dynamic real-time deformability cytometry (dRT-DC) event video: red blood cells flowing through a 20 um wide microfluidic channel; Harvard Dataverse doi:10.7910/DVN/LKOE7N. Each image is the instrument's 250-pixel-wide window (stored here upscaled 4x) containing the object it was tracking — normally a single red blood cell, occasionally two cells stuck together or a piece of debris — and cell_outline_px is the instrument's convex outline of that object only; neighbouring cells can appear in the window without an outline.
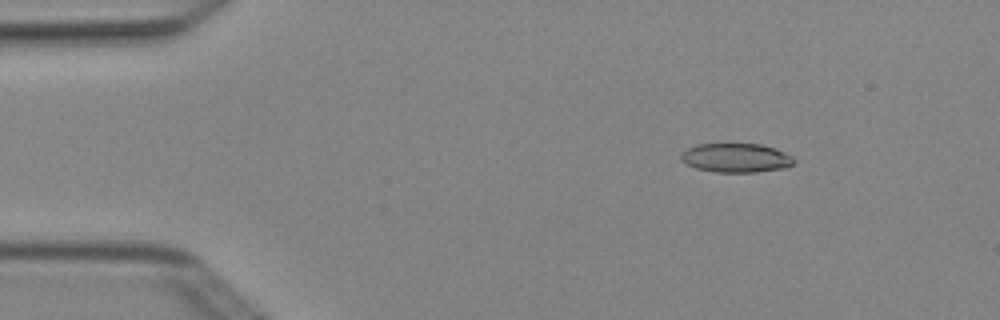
{"species": "Egyptian fruit bat (a non-hibernating species)", "species_latin": "Rousettus aegyptiacus", "temperature_condition": "cold", "stored_images_in_passage": 4, "camera_frame_rate_fps": 3000, "um_per_image_px": 0.085, "animal": {"sex": "female"}, "frame": {"image": 1, "passage_image": 2, "time_ms": 0.333, "image_size_px": [1000, 320], "cell_outline_px": [[796, 160], [788, 168], [756, 172], [716, 172], [696, 168], [680, 160], [680, 152], [696, 144], [760, 144], [776, 148], [792, 156]], "centroid_in_image_um": [62.57, 13.42], "position_along_channel_um": 22.4, "area_um2": 19.31}}